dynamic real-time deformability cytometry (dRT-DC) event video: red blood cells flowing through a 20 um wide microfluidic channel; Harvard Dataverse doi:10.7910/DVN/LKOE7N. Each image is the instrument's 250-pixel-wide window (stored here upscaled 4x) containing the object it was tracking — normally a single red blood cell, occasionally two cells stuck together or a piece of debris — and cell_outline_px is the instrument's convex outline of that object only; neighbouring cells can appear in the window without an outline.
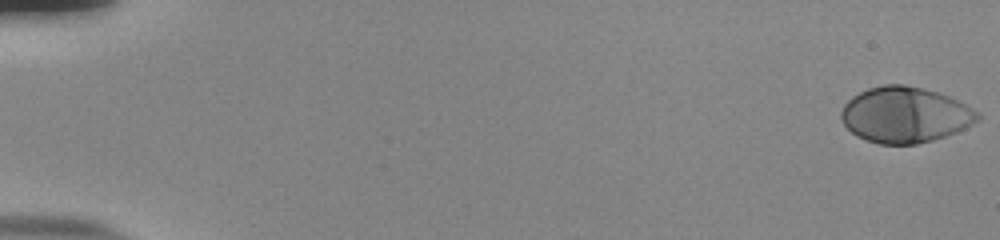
{"species": "human", "species_latin": "Homo sapiens", "temperature_condition": "room temperature", "stored_images_in_passage": 56, "camera_frame_rate_fps": 3000, "um_per_image_px": 0.085, "donor": {"sex": "male"}, "frame": {"image": 1, "passage_image": 1, "time_ms": 0.0, "image_size_px": [1000, 240], "cell_outline_px": [[980, 120], [956, 132], [932, 140], [916, 144], [880, 144], [856, 136], [844, 124], [840, 116], [840, 112], [844, 104], [852, 96], [868, 88], [884, 84], [904, 84], [924, 88], [948, 96], [980, 112]], "centroid_in_image_um": [76.92, 9.75], "position_along_channel_um": 8.1, "area_um2": 44.27}}
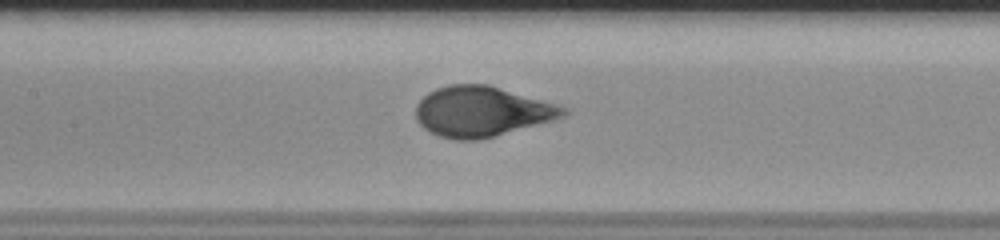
{"frame": {"image": 2, "passage_image": 28, "time_ms": 9.0, "image_size_px": [1000, 240], "cell_outline_px": [[568, 112], [564, 116], [552, 120], [480, 140], [456, 140], [440, 136], [428, 132], [416, 120], [416, 104], [428, 92], [436, 88], [448, 84], [488, 84], [556, 104], [568, 108]], "centroid_in_image_um": [40.91, 9.47], "position_along_channel_um": 166.5, "area_um2": 43.12}}
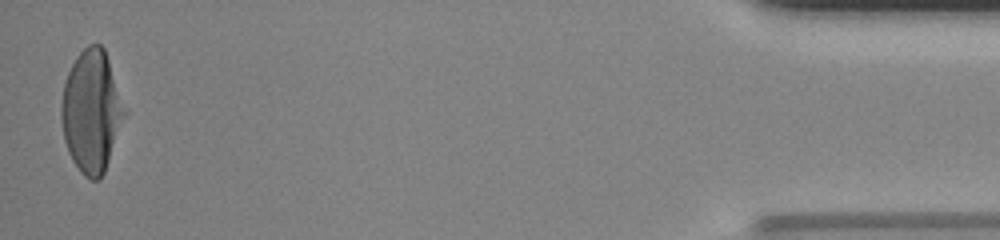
{"frame": {"image": 3, "passage_image": 55, "time_ms": 18.0, "image_size_px": [1000, 240], "cell_outline_px": [[128, 112], [104, 172], [100, 180], [92, 180], [84, 176], [80, 172], [72, 160], [68, 152], [64, 140], [60, 116], [60, 104], [64, 84], [68, 72], [76, 56], [88, 44], [100, 44], [104, 48]], "centroid_in_image_um": [7.79, 9.47], "position_along_channel_um": 427.4, "area_um2": 45.43}, "authors_computed_cell_mechanics": {"area_um2": 43.5523, "velocity_mm_per_s": 3.7761, "shape_relaxation_time_tau1_ms": 4.3126, "shape_relaxation_time_tau2_ms": null, "deformation_change_tau1": 0.2351, "deformation_change_tau2": null}}